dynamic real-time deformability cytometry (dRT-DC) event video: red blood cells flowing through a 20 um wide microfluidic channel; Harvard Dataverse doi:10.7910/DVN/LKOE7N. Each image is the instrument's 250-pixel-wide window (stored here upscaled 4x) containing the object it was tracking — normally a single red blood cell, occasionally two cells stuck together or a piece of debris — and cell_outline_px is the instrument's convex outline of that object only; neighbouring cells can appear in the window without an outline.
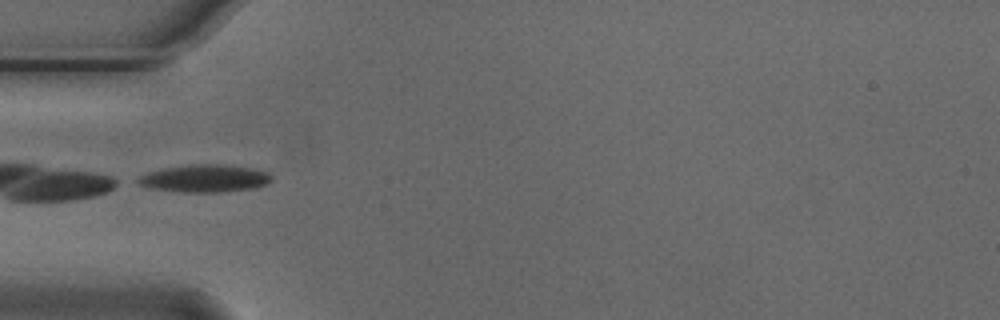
{"species": "Egyptian fruit bat (a non-hibernating species)", "species_latin": "Rousettus aegyptiacus", "temperature_condition": "cold", "stored_images_in_passage": 19, "camera_frame_rate_fps": 3000, "um_per_image_px": 0.085, "animal": {"sex": "male"}, "frame": {"image": 1, "passage_image": 1, "time_ms": 0.0, "image_size_px": [1000, 320], "cell_outline_px": [[272, 180], [264, 184], [252, 188], [220, 192], [184, 192], [148, 188], [136, 184], [132, 180], [148, 172], [164, 168], [192, 164], [216, 164], [248, 168], [268, 172], [272, 176]], "centroid_in_image_um": [17.3, 15.17], "position_along_channel_um": 67.7, "area_um2": 21.33}}
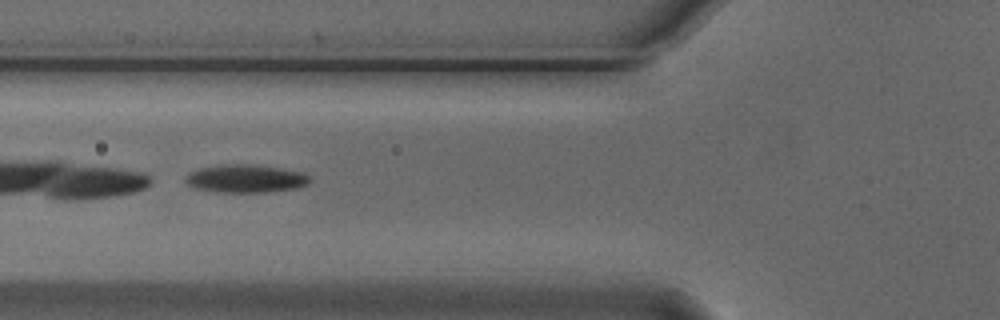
{"frame": {"image": 2, "passage_image": 4, "time_ms": 1.0, "image_size_px": [1000, 320], "cell_outline_px": [[312, 180], [308, 184], [296, 188], [264, 192], [216, 192], [196, 188], [188, 184], [184, 180], [184, 176], [188, 172], [200, 168], [216, 164], [256, 164], [280, 168], [300, 172], [308, 176]], "centroid_in_image_um": [20.83, 15.17], "position_along_channel_um": 105.0, "area_um2": 20.46}}
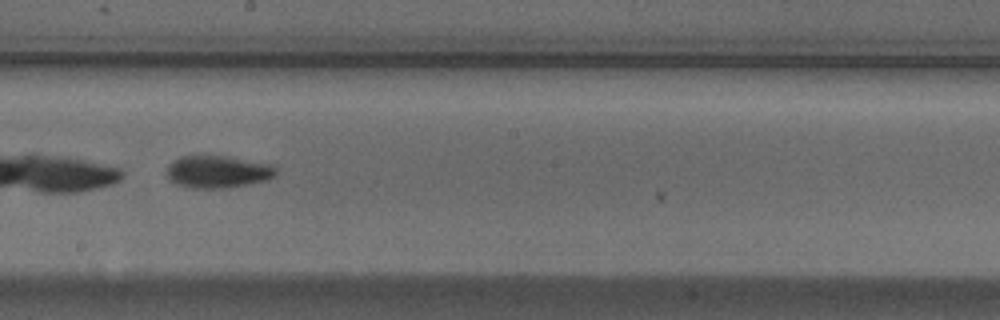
{"frame": {"image": 3, "passage_image": 14, "time_ms": 4.333, "image_size_px": [1000, 320], "cell_outline_px": [[276, 176], [268, 180], [228, 188], [192, 188], [176, 184], [168, 180], [168, 164], [172, 160], [180, 156], [200, 152], [228, 156], [268, 164], [276, 168]], "centroid_in_image_um": [18.45, 14.56], "position_along_channel_um": 229.8, "area_um2": 21.33}}